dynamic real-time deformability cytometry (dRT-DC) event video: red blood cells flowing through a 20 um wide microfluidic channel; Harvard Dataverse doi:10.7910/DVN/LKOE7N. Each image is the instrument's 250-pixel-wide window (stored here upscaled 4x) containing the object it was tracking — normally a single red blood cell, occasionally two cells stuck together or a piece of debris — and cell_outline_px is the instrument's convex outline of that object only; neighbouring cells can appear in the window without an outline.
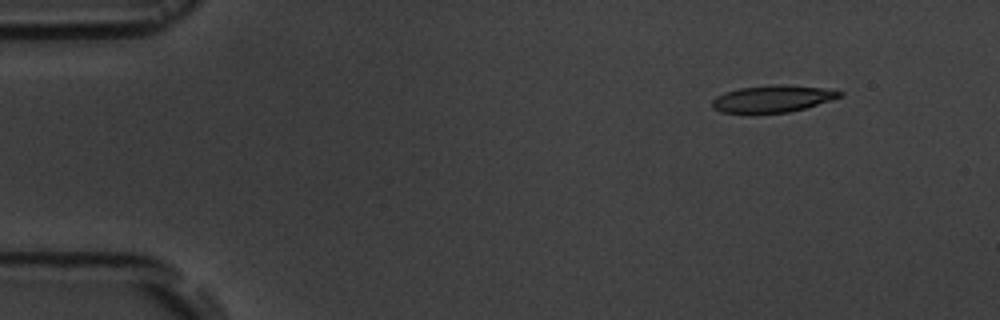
{"species": "common noctule bat (a hibernating species)", "species_latin": "Nyctalus noctula", "temperature_condition": "room temperature", "stored_images_in_passage": 4, "camera_frame_rate_fps": 3000, "um_per_image_px": 0.085, "animal": {"sex": "male", "body_mass_g": 19.5, "forearm_length_mm": 54.6}, "frame": {"image": 1, "passage_image": 1, "time_ms": 0.0, "image_size_px": [1000, 320], "cell_outline_px": [[844, 96], [804, 108], [788, 112], [720, 112], [712, 108], [712, 100], [716, 96], [724, 92], [740, 88], [820, 88], [844, 92]], "centroid_in_image_um": [65.61, 8.45], "position_along_channel_um": 19.4, "area_um2": 18.44}}
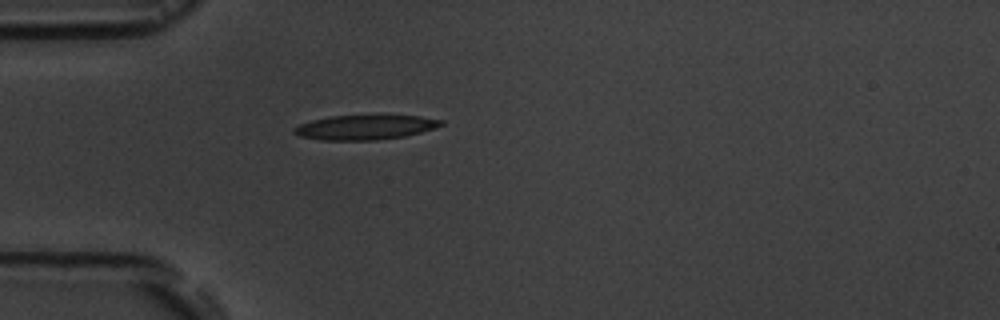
{"frame": {"image": 2, "passage_image": 4, "time_ms": 3.333, "image_size_px": [1000, 320], "cell_outline_px": [[444, 124], [420, 132], [404, 136], [376, 140], [320, 140], [300, 136], [292, 132], [292, 128], [300, 124], [312, 120], [332, 116], [420, 116], [444, 120]], "centroid_in_image_um": [30.99, 10.83], "position_along_channel_um": 54.0, "area_um2": 20.81}}